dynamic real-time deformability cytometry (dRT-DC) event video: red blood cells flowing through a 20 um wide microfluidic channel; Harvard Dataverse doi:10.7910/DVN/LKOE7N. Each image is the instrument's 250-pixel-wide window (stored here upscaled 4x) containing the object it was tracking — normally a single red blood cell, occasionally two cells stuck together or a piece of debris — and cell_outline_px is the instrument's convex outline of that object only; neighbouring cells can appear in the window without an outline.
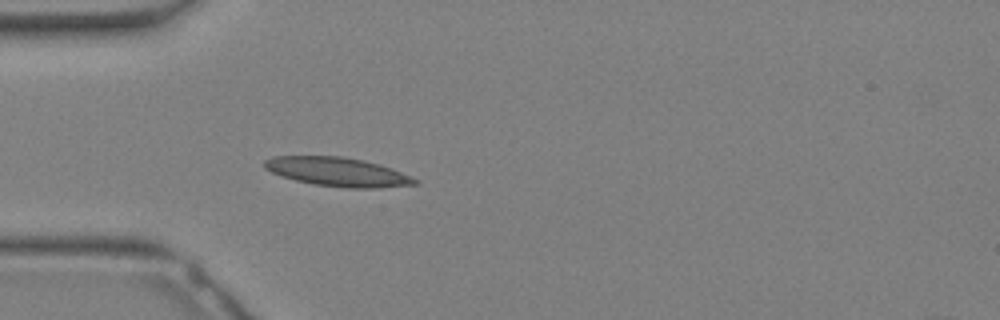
{"species": "Egyptian fruit bat (a non-hibernating species)", "species_latin": "Rousettus aegyptiacus", "temperature_condition": "warm", "stored_images_in_passage": 13, "camera_frame_rate_fps": 3000, "um_per_image_px": 0.085, "animal": {"sex": "female"}, "frame": {"image": 1, "passage_image": 1, "time_ms": 0.0, "image_size_px": [1000, 320], "cell_outline_px": [[420, 184], [380, 188], [348, 188], [312, 184], [296, 180], [272, 172], [264, 168], [264, 160], [272, 156], [344, 156], [364, 160], [380, 164], [392, 168], [420, 180]], "centroid_in_image_um": [28.75, 14.61], "position_along_channel_um": 56.2, "area_um2": 25.55}}
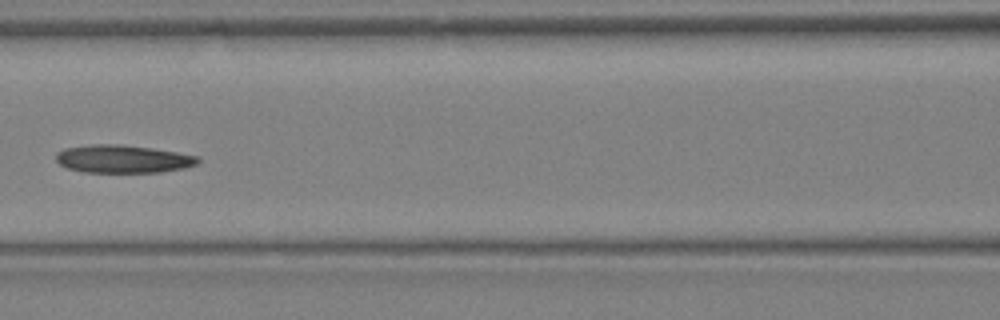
{"frame": {"image": 2, "passage_image": 6, "time_ms": 1.667, "image_size_px": [1000, 320], "cell_outline_px": [[200, 160], [196, 164], [184, 168], [160, 172], [84, 172], [68, 168], [60, 164], [56, 160], [56, 152], [64, 148], [92, 144], [120, 144], [152, 148], [200, 156]], "centroid_in_image_um": [10.44, 13.5], "position_along_channel_um": 156.2, "area_um2": 23.12}}
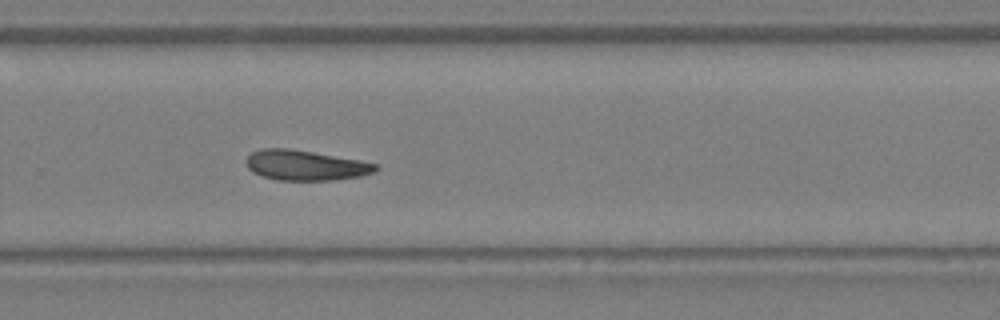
{"frame": {"image": 3, "passage_image": 13, "time_ms": 4.0, "image_size_px": [1000, 320], "cell_outline_px": [[380, 168], [376, 172], [360, 176], [336, 180], [276, 180], [252, 172], [248, 168], [244, 160], [252, 152], [260, 148], [288, 148], [360, 160], [376, 164]], "centroid_in_image_um": [25.95, 14.05], "position_along_channel_um": 303.8, "area_um2": 22.83}}